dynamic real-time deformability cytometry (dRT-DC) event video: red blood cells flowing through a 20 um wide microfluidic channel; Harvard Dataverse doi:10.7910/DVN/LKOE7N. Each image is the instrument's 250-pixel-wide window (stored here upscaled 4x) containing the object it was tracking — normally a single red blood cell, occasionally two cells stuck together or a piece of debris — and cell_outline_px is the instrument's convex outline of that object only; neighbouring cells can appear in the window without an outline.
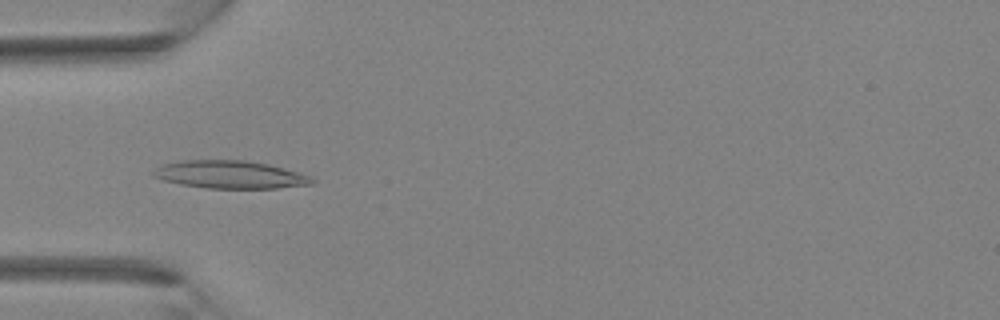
{"species": "Egyptian fruit bat (a non-hibernating species)", "species_latin": "Rousettus aegyptiacus", "temperature_condition": "room temperature", "stored_images_in_passage": 4, "camera_frame_rate_fps": 3000, "um_per_image_px": 0.085, "animal": {"sex": "female"}, "frame": {"image": 1, "passage_image": 4, "time_ms": 3.667, "image_size_px": [1000, 320], "cell_outline_px": [[316, 180], [312, 184], [276, 188], [208, 188], [180, 184], [164, 180], [152, 176], [152, 172], [160, 164], [184, 160], [244, 160], [268, 164], [284, 168], [312, 176]], "centroid_in_image_um": [19.56, 14.83], "position_along_channel_um": 65.4, "area_um2": 25.72}}